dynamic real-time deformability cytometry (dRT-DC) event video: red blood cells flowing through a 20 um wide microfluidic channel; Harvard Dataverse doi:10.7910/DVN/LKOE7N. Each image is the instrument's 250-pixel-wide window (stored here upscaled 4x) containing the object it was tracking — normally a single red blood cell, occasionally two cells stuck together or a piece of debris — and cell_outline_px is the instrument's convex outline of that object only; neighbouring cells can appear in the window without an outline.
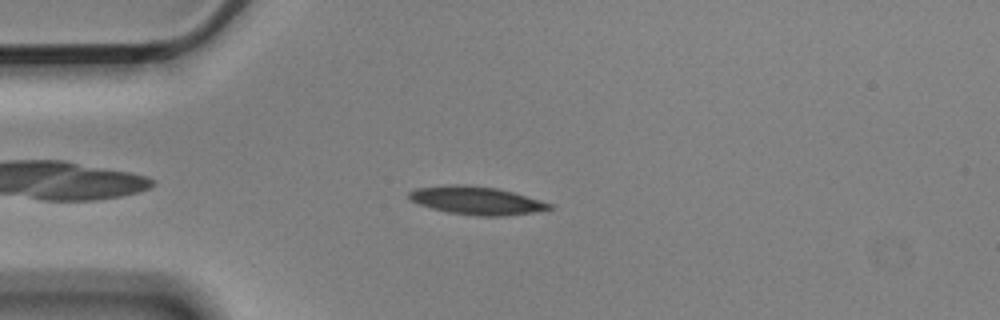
{"species": "Egyptian fruit bat (a non-hibernating species)", "species_latin": "Rousettus aegyptiacus", "temperature_condition": "cold", "stored_images_in_passage": 6, "camera_frame_rate_fps": 3000, "um_per_image_px": 0.085, "animal": {"sex": "male"}, "frame": {"image": 1, "passage_image": 3, "time_ms": 0.667, "image_size_px": [1000, 320], "cell_outline_px": [[556, 204], [552, 208], [532, 212], [504, 216], [480, 216], [448, 212], [432, 208], [420, 204], [412, 200], [408, 196], [408, 192], [416, 188], [456, 184], [496, 188], [512, 192]], "centroid_in_image_um": [40.53, 17.05], "position_along_channel_um": 44.5, "area_um2": 22.66}}
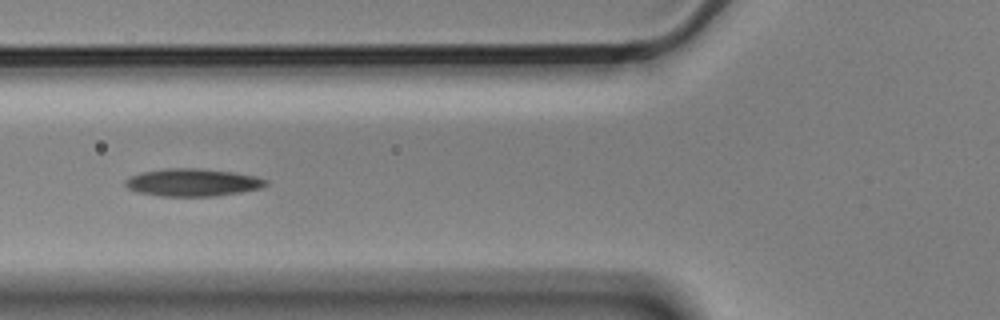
{"frame": {"image": 2, "passage_image": 5, "time_ms": 1.333, "image_size_px": [1000, 320], "cell_outline_px": [[268, 184], [260, 188], [240, 192], [212, 196], [160, 196], [136, 192], [128, 188], [124, 184], [124, 180], [140, 172], [164, 168], [200, 168], [232, 172], [256, 176], [268, 180]], "centroid_in_image_um": [16.34, 15.5], "position_along_channel_um": 109.5, "area_um2": 22.66}}
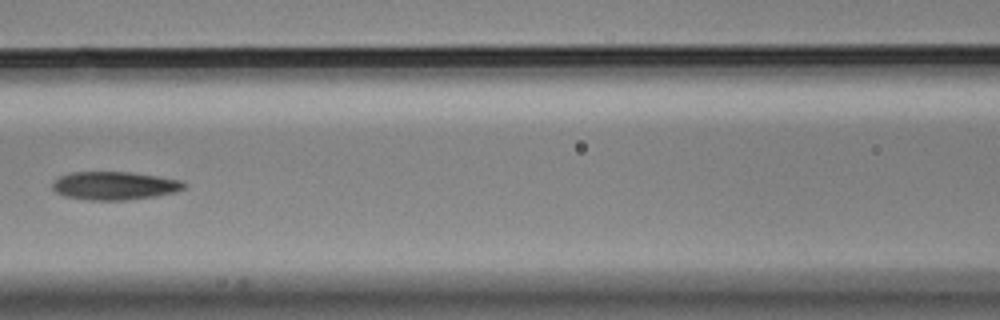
{"frame": {"image": 3, "passage_image": 6, "time_ms": 1.667, "image_size_px": [1000, 320], "cell_outline_px": [[188, 184], [184, 188], [176, 192], [156, 196], [128, 200], [88, 200], [64, 196], [56, 192], [52, 188], [52, 180], [68, 172], [132, 172], [180, 180]], "centroid_in_image_um": [9.71, 15.78], "position_along_channel_um": 156.9, "area_um2": 21.85}}